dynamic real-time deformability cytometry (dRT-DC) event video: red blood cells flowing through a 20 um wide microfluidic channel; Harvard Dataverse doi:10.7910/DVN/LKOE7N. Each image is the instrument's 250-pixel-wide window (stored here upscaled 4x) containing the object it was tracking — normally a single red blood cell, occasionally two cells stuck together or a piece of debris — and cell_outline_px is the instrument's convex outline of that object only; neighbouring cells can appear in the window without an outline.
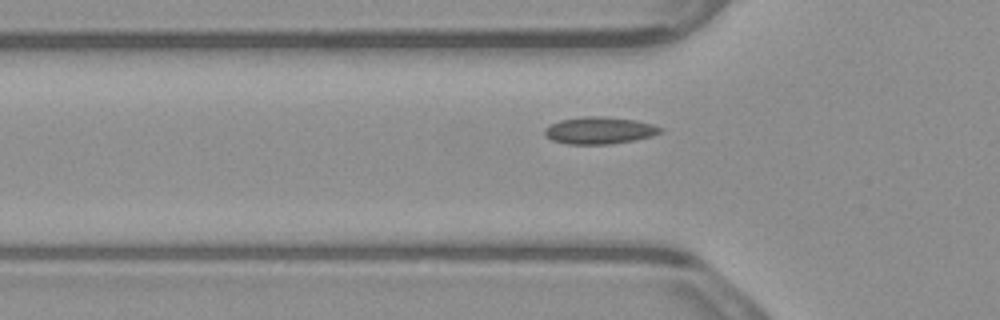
{"species": "common noctule bat (a hibernating species)", "species_latin": "Nyctalus noctula", "temperature_condition": "warm", "stored_images_in_passage": 35, "camera_frame_rate_fps": 3000, "um_per_image_px": 0.085, "animal": {"sex": "male", "body_mass_g": 23.1, "forearm_length_mm": 52.7}, "frame": {"image": 1, "passage_image": 3, "time_ms": 0.667, "image_size_px": [1000, 320], "cell_outline_px": [[664, 132], [652, 136], [632, 140], [608, 144], [568, 144], [552, 140], [544, 132], [544, 128], [560, 120], [584, 116], [604, 116], [636, 120], [652, 124], [664, 128]], "centroid_in_image_um": [50.99, 11.08], "position_along_channel_um": 74.8, "area_um2": 18.21}}
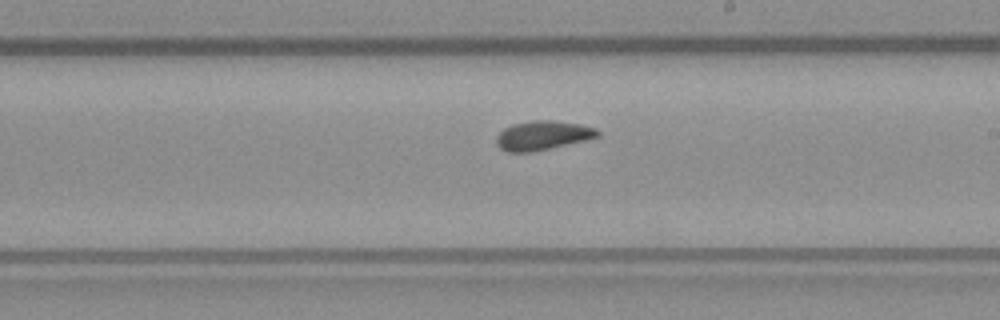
{"frame": {"image": 2, "passage_image": 16, "time_ms": 5.0, "image_size_px": [1000, 320], "cell_outline_px": [[600, 136], [584, 140], [532, 152], [508, 152], [500, 148], [496, 144], [496, 136], [504, 128], [512, 124], [532, 120], [556, 120], [580, 124], [596, 128], [600, 132]], "centroid_in_image_um": [46.11, 11.5], "position_along_channel_um": 242.9, "area_um2": 17.22}}
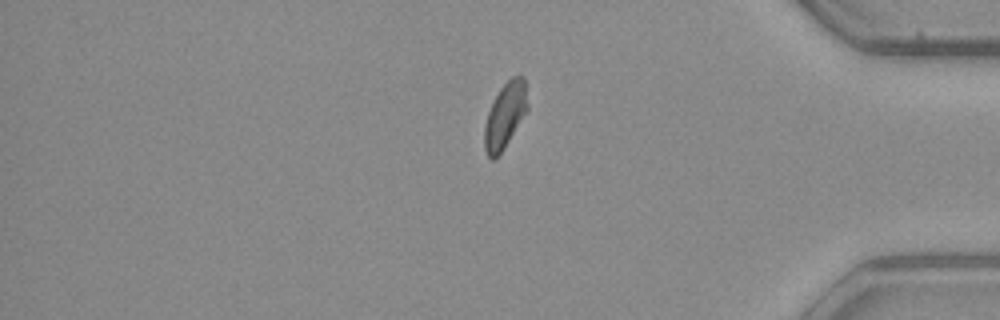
{"frame": {"image": 3, "passage_image": 30, "time_ms": 9.667, "image_size_px": [1000, 320], "cell_outline_px": [[528, 108], [504, 148], [492, 160], [488, 156], [484, 148], [484, 124], [488, 112], [500, 88], [512, 76], [524, 76], [528, 104]], "centroid_in_image_um": [42.92, 9.79], "position_along_channel_um": 392.3, "area_um2": 16.13}, "authors_computed_cell_mechanics": {"area_um2": 16.6464, "velocity_mm_per_s": 3.8571, "shape_relaxation_time_tau1_ms": 7.9738, "shape_relaxation_time_tau2_ms": 3.0051, "deformation_change_tau1": 0.1511, "deformation_change_tau2": 0.0598}}